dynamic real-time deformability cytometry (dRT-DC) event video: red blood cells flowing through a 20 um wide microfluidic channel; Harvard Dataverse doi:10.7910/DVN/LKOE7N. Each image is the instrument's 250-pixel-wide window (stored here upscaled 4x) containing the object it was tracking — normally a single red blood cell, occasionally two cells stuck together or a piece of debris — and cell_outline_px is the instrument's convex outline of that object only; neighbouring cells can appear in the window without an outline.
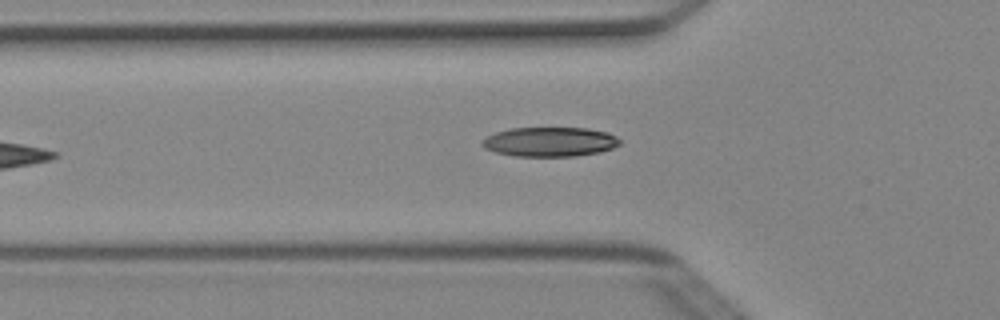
{"species": "Egyptian fruit bat (a non-hibernating species)", "species_latin": "Rousettus aegyptiacus", "temperature_condition": "cold", "stored_images_in_passage": 5, "camera_frame_rate_fps": 3000, "um_per_image_px": 0.085, "animal": {"sex": "female"}, "frame": {"image": 1, "passage_image": 5, "time_ms": 1.333, "image_size_px": [1000, 320], "cell_outline_px": [[620, 144], [612, 148], [600, 152], [576, 156], [512, 156], [496, 152], [484, 148], [480, 144], [480, 140], [496, 132], [512, 128], [588, 128], [608, 132], [616, 136], [620, 140]], "centroid_in_image_um": [46.73, 12.05], "position_along_channel_um": 79.1, "area_um2": 23.76}}